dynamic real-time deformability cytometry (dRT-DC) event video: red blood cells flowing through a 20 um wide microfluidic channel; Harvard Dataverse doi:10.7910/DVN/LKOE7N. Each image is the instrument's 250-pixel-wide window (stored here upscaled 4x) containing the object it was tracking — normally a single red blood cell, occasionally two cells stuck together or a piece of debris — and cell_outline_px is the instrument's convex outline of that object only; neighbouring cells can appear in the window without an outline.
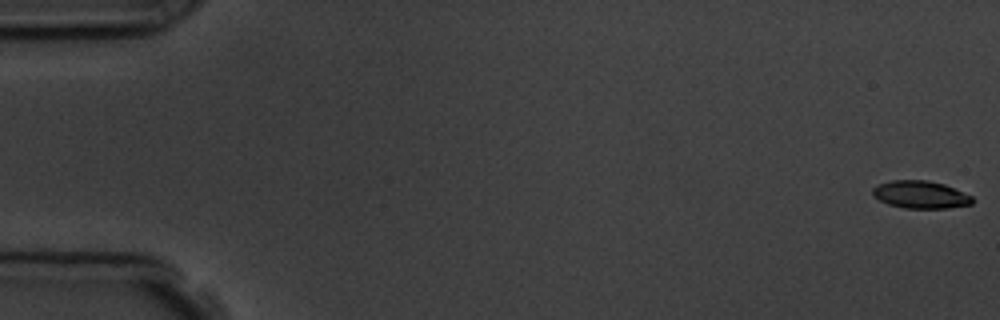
{"species": "common noctule bat (a hibernating species)", "species_latin": "Nyctalus noctula", "temperature_condition": "room temperature", "stored_images_in_passage": 6, "camera_frame_rate_fps": 3000, "um_per_image_px": 0.085, "animal": {"sex": "male", "body_mass_g": 19.5, "forearm_length_mm": 54.6}, "frame": {"image": 1, "passage_image": 1, "time_ms": 0.0, "image_size_px": [1000, 320], "cell_outline_px": [[976, 200], [972, 204], [948, 208], [904, 208], [888, 204], [872, 196], [872, 188], [880, 184], [892, 180], [928, 180], [944, 184], [972, 196]], "centroid_in_image_um": [78.26, 16.54], "position_along_channel_um": 6.7, "area_um2": 16.07}}
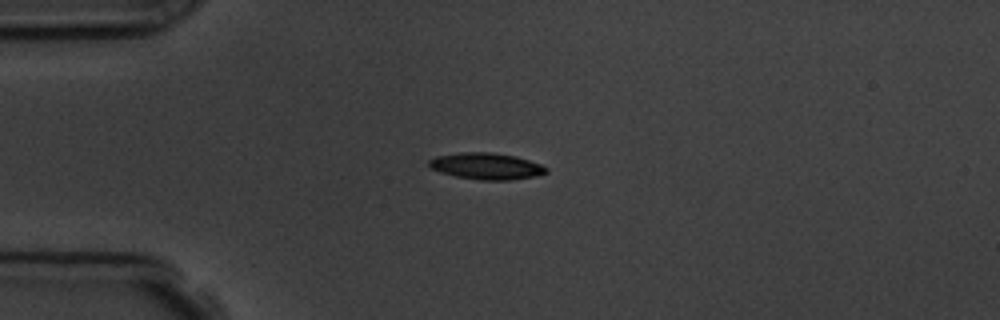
{"frame": {"image": 2, "passage_image": 4, "time_ms": 4.333, "image_size_px": [1000, 320], "cell_outline_px": [[548, 172], [536, 176], [508, 180], [480, 180], [456, 176], [440, 172], [432, 168], [428, 164], [428, 160], [436, 156], [460, 152], [488, 152], [516, 156], [540, 164], [548, 168]], "centroid_in_image_um": [41.34, 14.12], "position_along_channel_um": 43.7, "area_um2": 18.03}}